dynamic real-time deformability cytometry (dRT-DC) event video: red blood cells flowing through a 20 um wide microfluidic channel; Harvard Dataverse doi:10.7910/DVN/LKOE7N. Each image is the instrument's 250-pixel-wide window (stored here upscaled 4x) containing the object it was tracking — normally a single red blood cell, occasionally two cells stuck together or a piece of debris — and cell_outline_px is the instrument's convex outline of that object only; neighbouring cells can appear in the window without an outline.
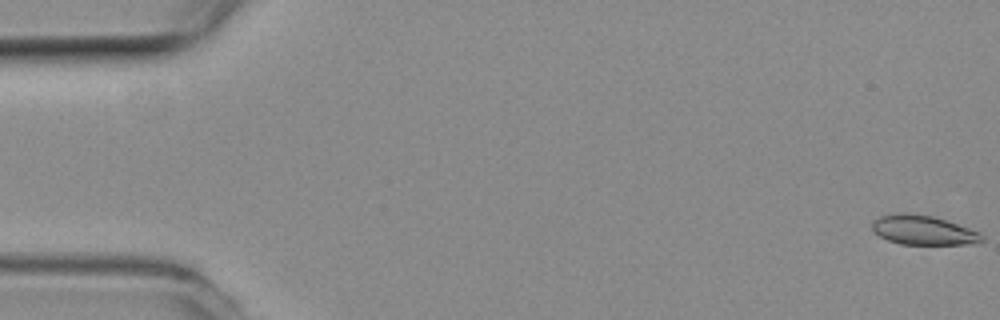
{"species": "common noctule bat (a hibernating species)", "species_latin": "Nyctalus noctula", "temperature_condition": "room temperature", "stored_images_in_passage": 20, "camera_frame_rate_fps": 3000, "um_per_image_px": 0.085, "animal": {"sex": "female", "body_mass_g": 19.3, "forearm_length_mm": 54.1}, "frame": {"image": 1, "passage_image": 1, "time_ms": 0.0, "image_size_px": [1000, 320], "cell_outline_px": [[984, 240], [964, 244], [900, 244], [888, 240], [880, 236], [872, 228], [872, 220], [880, 216], [900, 212], [932, 216], [980, 232], [984, 236]], "centroid_in_image_um": [78.44, 19.56], "position_along_channel_um": 6.6, "area_um2": 18.5}}
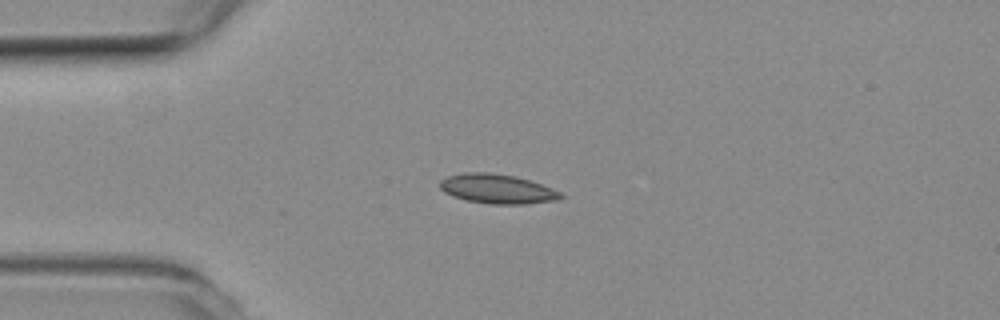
{"frame": {"image": 2, "passage_image": 14, "time_ms": 4.333, "image_size_px": [1000, 320], "cell_outline_px": [[564, 196], [556, 200], [528, 204], [488, 204], [468, 200], [452, 196], [444, 192], [440, 188], [440, 180], [448, 176], [464, 172], [488, 172], [516, 176], [552, 188], [560, 192]], "centroid_in_image_um": [42.25, 16.05], "position_along_channel_um": 42.8, "area_um2": 20.69}}
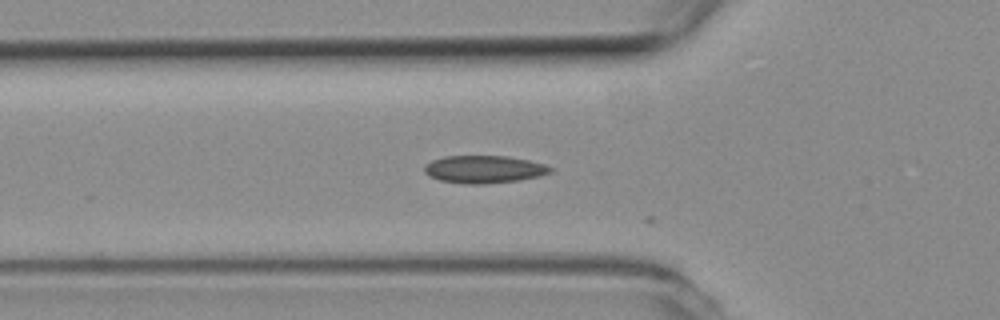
{"frame": {"image": 3, "passage_image": 19, "time_ms": 6.0, "image_size_px": [1000, 320], "cell_outline_px": [[552, 172], [520, 180], [484, 184], [464, 184], [440, 180], [428, 176], [424, 172], [424, 164], [432, 160], [444, 156], [508, 156], [528, 160], [544, 164], [552, 168]], "centroid_in_image_um": [41.09, 14.39], "position_along_channel_um": 84.7, "area_um2": 20.29}}